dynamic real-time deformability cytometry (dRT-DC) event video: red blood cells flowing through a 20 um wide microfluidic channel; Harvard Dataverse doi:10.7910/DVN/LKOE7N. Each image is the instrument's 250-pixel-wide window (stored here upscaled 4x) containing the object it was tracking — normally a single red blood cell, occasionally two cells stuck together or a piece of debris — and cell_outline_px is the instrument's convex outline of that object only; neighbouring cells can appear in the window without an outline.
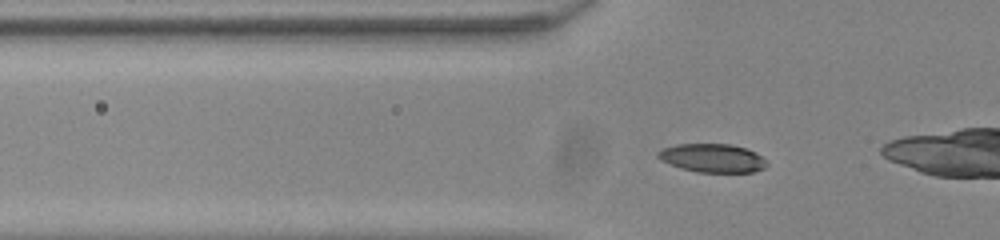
{"species": "common noctule bat (a hibernating species)", "species_latin": "Nyctalus noctula", "temperature_condition": "room temperature", "stored_images_in_passage": 49, "camera_frame_rate_fps": 3000, "um_per_image_px": 0.085, "animal": {"sex": "male", "body_mass_g": 20.0, "forearm_length_mm": 53.3}, "frame": {"image": 1, "passage_image": 13, "time_ms": 4.0, "image_size_px": [1000, 240], "cell_outline_px": [[768, 164], [764, 168], [752, 172], [696, 172], [680, 168], [660, 160], [656, 156], [656, 152], [664, 148], [676, 144], [728, 144], [744, 148], [756, 152]], "centroid_in_image_um": [60.51, 13.44], "position_along_channel_um": 65.3, "area_um2": 18.03}}
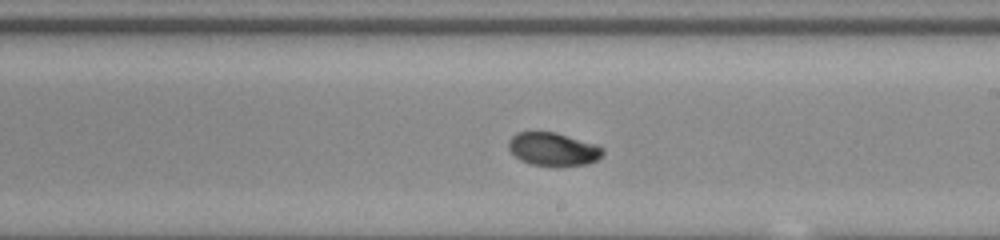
{"frame": {"image": 2, "passage_image": 27, "time_ms": 8.667, "image_size_px": [1000, 240], "cell_outline_px": [[604, 152], [596, 160], [584, 164], [528, 164], [520, 160], [508, 148], [508, 140], [516, 132], [556, 132], [596, 144], [604, 148]], "centroid_in_image_um": [46.99, 12.64], "position_along_channel_um": 242.0, "area_um2": 17.8}}
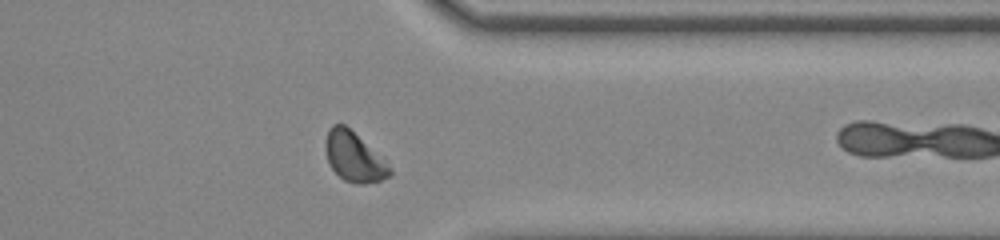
{"frame": {"image": 3, "passage_image": 38, "time_ms": 12.333, "image_size_px": [1000, 240], "cell_outline_px": [[392, 176], [380, 180], [364, 184], [356, 184], [344, 180], [332, 168], [328, 160], [324, 144], [328, 128], [332, 124], [344, 124], [392, 168]], "centroid_in_image_um": [30.07, 13.35], "position_along_channel_um": 381.3, "area_um2": 18.15}, "authors_computed_cell_mechanics": {"area_um2": 18.2648, "velocity_mm_per_s": 3.8838, "shape_relaxation_time_tau1_ms": 4.2874, "shape_relaxation_time_tau2_ms": 2.609, "deformation_change_tau1": 0.133, "deformation_change_tau2": 0.0512}}